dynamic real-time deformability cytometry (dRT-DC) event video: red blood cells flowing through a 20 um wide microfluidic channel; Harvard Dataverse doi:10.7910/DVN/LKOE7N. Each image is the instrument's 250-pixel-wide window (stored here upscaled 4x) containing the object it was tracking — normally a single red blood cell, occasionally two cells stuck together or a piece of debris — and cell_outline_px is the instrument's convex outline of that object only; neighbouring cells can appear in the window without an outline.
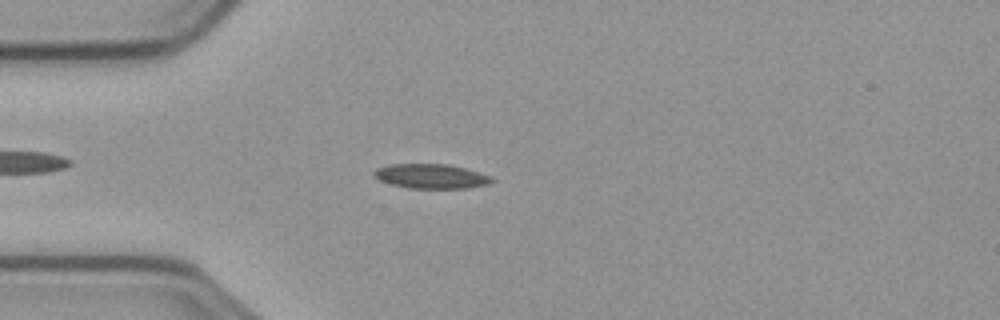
{"species": "common noctule bat (a hibernating species)", "species_latin": "Nyctalus noctula", "temperature_condition": "cold", "stored_images_in_passage": 49, "camera_frame_rate_fps": 3000, "um_per_image_px": 0.085, "animal": {"sex": "male", "body_mass_g": 23.1, "forearm_length_mm": 52.7}, "frame": {"image": 1, "passage_image": 8, "time_ms": 2.333, "image_size_px": [1000, 320], "cell_outline_px": [[496, 180], [488, 184], [468, 188], [408, 188], [392, 184], [380, 180], [372, 172], [376, 168], [392, 164], [448, 164], [480, 172], [492, 176]], "centroid_in_image_um": [36.69, 14.98], "position_along_channel_um": 48.3, "area_um2": 16.82}}
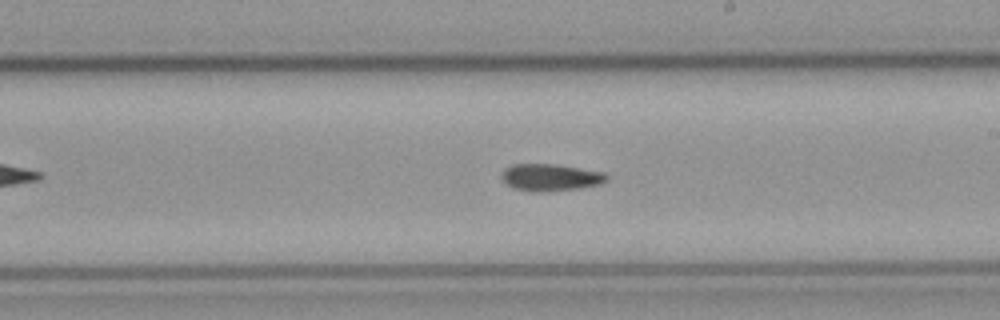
{"frame": {"image": 2, "passage_image": 25, "time_ms": 8.0, "image_size_px": [1000, 320], "cell_outline_px": [[608, 180], [600, 184], [580, 188], [548, 192], [536, 192], [512, 188], [500, 176], [504, 168], [512, 164], [556, 164], [604, 172], [608, 176]], "centroid_in_image_um": [46.79, 15.08], "position_along_channel_um": 242.2, "area_um2": 16.7}}
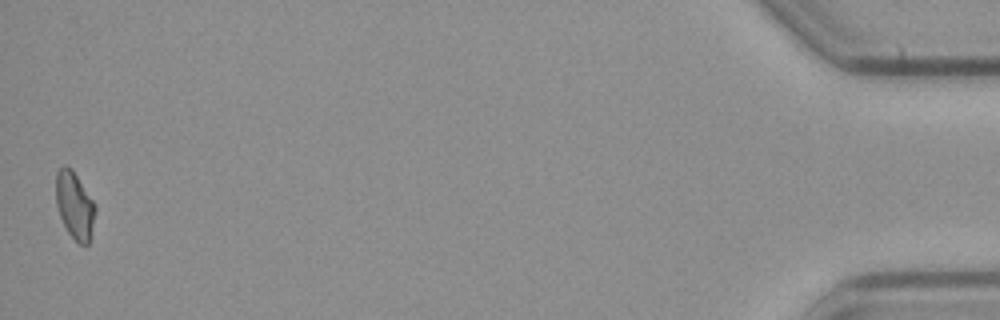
{"frame": {"image": 3, "passage_image": 49, "time_ms": 16.0, "image_size_px": [1000, 320], "cell_outline_px": [[96, 208], [88, 244], [80, 244], [68, 232], [60, 216], [56, 204], [56, 172], [64, 164], [72, 168], [96, 204]], "centroid_in_image_um": [6.34, 17.4], "position_along_channel_um": 428.9, "area_um2": 15.26}}